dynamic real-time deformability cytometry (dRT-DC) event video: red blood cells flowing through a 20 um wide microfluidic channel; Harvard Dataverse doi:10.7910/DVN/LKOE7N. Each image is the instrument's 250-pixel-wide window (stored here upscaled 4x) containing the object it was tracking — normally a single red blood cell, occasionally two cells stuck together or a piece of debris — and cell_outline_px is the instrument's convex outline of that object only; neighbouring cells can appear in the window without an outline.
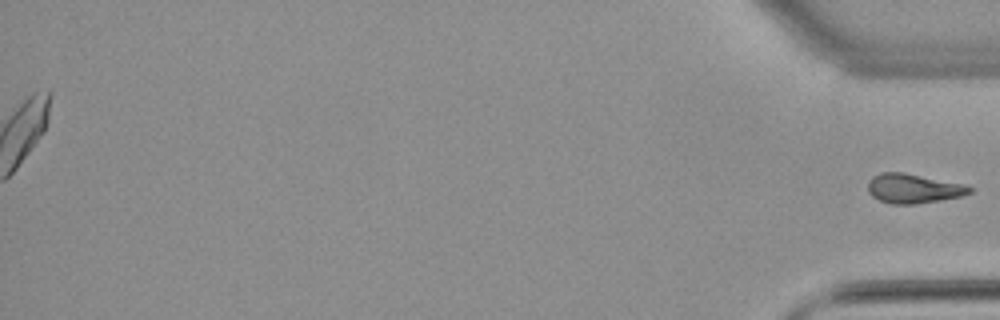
{"species": "common noctule bat (a hibernating species)", "species_latin": "Nyctalus noctula", "temperature_condition": "warm", "stored_images_in_passage": 49, "segment_of_instrument_passage": [2, 2], "camera_frame_rate_fps": 3000, "um_per_image_px": 0.085, "animal": {"sex": "female", "body_mass_g": 22.7, "forearm_length_mm": 54.2}, "frame": {"image": 1, "passage_image": 49, "time_ms": 16.0, "image_size_px": [1000, 320], "cell_outline_px": [[972, 192], [960, 196], [940, 200], [916, 204], [892, 204], [880, 200], [872, 196], [868, 192], [868, 180], [872, 176], [880, 172], [904, 172], [960, 184], [972, 188]], "centroid_in_image_um": [77.56, 16.02], "position_along_channel_um": 357.6, "area_um2": 17.22}}